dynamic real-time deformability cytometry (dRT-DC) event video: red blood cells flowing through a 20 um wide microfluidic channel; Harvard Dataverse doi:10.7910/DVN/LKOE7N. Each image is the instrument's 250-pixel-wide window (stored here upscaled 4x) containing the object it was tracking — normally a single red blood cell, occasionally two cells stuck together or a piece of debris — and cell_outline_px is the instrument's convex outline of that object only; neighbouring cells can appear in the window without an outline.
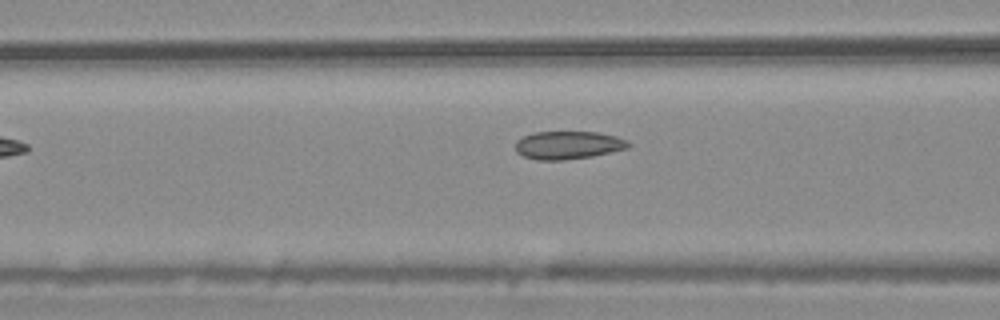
{"species": "common noctule bat (a hibernating species)", "species_latin": "Nyctalus noctula", "temperature_condition": "warm", "stored_images_in_passage": 4, "camera_frame_rate_fps": 3000, "um_per_image_px": 0.085, "animal": {"sex": "male", "body_mass_g": 20.4}, "frame": {"image": 1, "passage_image": 3, "time_ms": 0.667, "image_size_px": [1000, 320], "cell_outline_px": [[632, 144], [628, 148], [592, 156], [564, 160], [536, 160], [524, 156], [516, 152], [516, 140], [532, 132], [596, 132], [616, 136], [628, 140]], "centroid_in_image_um": [48.29, 12.33], "position_along_channel_um": 118.3, "area_um2": 18.5}}